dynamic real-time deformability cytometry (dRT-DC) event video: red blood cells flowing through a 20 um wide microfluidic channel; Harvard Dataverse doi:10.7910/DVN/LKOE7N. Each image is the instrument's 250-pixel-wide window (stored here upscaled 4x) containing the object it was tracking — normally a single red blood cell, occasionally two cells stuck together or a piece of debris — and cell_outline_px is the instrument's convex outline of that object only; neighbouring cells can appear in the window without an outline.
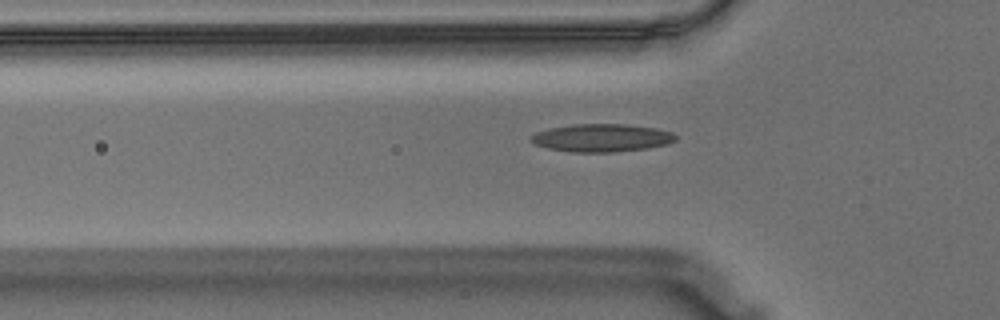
{"species": "Egyptian fruit bat (a non-hibernating species)", "species_latin": "Rousettus aegyptiacus", "temperature_condition": "warm", "stored_images_in_passage": 22, "camera_frame_rate_fps": 3000, "um_per_image_px": 0.085, "animal": {"sex": "male"}, "frame": {"image": 1, "passage_image": 4, "time_ms": 1.0, "image_size_px": [1000, 320], "cell_outline_px": [[676, 140], [668, 144], [648, 148], [616, 152], [572, 152], [548, 148], [536, 144], [532, 140], [532, 136], [536, 132], [548, 128], [572, 124], [628, 124], [656, 128], [672, 132], [676, 136]], "centroid_in_image_um": [51.18, 11.71], "position_along_channel_um": 74.6, "area_um2": 23.52}}
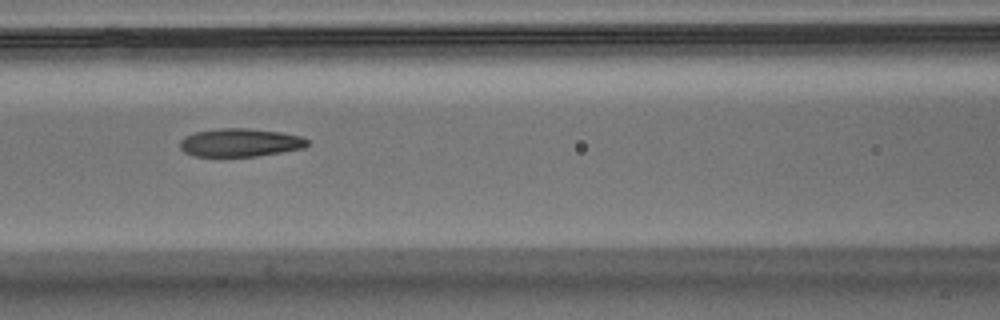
{"frame": {"image": 2, "passage_image": 10, "time_ms": 3.0, "image_size_px": [1000, 320], "cell_outline_px": [[308, 144], [304, 148], [256, 156], [192, 156], [184, 152], [180, 148], [180, 140], [184, 136], [196, 132], [220, 128], [248, 128], [280, 132], [300, 136], [308, 140]], "centroid_in_image_um": [20.38, 12.12], "position_along_channel_um": 146.2, "area_um2": 20.87}}
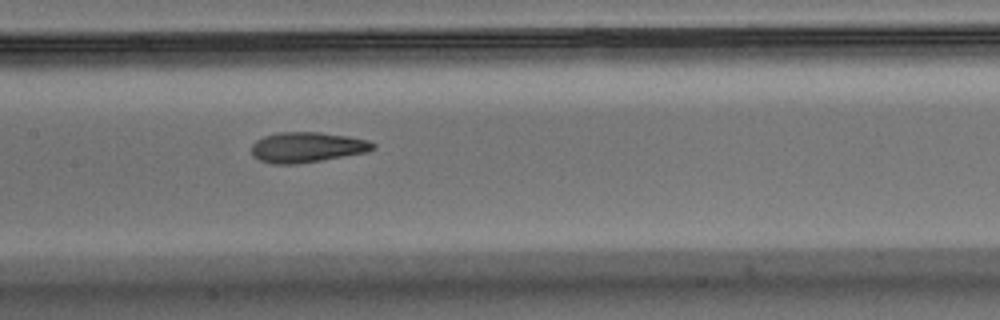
{"frame": {"image": 3, "passage_image": 13, "time_ms": 4.0, "image_size_px": [1000, 320], "cell_outline_px": [[376, 148], [368, 152], [296, 164], [272, 164], [260, 160], [252, 156], [252, 144], [256, 140], [264, 136], [276, 132], [320, 132], [348, 136], [368, 140], [376, 144]], "centroid_in_image_um": [26.1, 12.51], "position_along_channel_um": 181.3, "area_um2": 21.56}}